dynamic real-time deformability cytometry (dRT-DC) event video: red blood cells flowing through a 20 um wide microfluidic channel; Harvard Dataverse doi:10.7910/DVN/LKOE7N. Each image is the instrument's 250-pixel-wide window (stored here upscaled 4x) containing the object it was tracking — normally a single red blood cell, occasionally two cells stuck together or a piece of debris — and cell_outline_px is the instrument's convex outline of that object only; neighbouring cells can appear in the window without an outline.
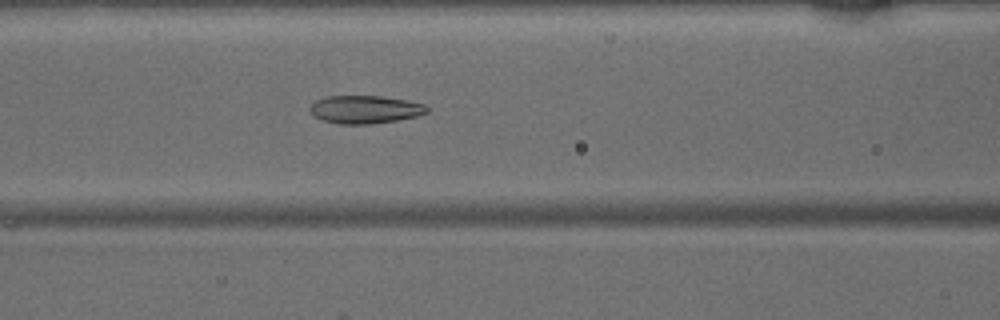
{"species": "common noctule bat (a hibernating species)", "species_latin": "Nyctalus noctula", "temperature_condition": "warm", "stored_images_in_passage": 46, "camera_frame_rate_fps": 3000, "um_per_image_px": 0.085, "animal": {"sex": "male", "body_mass_g": 15.6}, "frame": {"image": 1, "passage_image": 18, "time_ms": 5.667, "image_size_px": [1000, 320], "cell_outline_px": [[428, 112], [416, 116], [396, 120], [368, 124], [340, 124], [320, 120], [312, 116], [308, 108], [316, 100], [328, 96], [380, 96], [408, 100], [424, 104], [428, 108]], "centroid_in_image_um": [30.98, 9.3], "position_along_channel_um": 135.6, "area_um2": 19.13}}
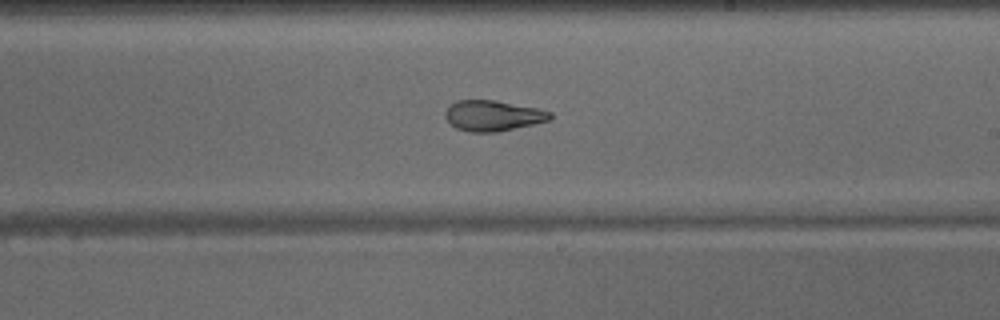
{"frame": {"image": 2, "passage_image": 26, "time_ms": 8.333, "image_size_px": [1000, 320], "cell_outline_px": [[552, 116], [548, 120], [532, 124], [496, 132], [468, 132], [456, 128], [444, 116], [444, 112], [448, 104], [456, 100], [496, 100], [540, 108], [552, 112]], "centroid_in_image_um": [41.87, 9.81], "position_along_channel_um": 247.1, "area_um2": 18.84}}
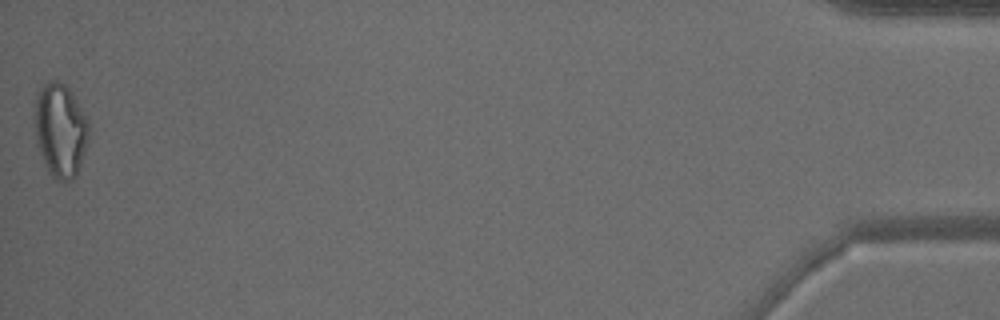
{"frame": {"image": 3, "passage_image": 46, "time_ms": 15.0, "image_size_px": [1000, 320], "cell_outline_px": [[88, 132], [80, 164], [76, 176], [72, 180], [52, 180], [44, 164], [36, 140], [32, 112], [36, 96], [40, 88], [48, 80], [56, 80], [64, 84], [68, 88], [88, 120]], "centroid_in_image_um": [5.06, 11.06], "position_along_channel_um": 430.1, "area_um2": 29.59}}